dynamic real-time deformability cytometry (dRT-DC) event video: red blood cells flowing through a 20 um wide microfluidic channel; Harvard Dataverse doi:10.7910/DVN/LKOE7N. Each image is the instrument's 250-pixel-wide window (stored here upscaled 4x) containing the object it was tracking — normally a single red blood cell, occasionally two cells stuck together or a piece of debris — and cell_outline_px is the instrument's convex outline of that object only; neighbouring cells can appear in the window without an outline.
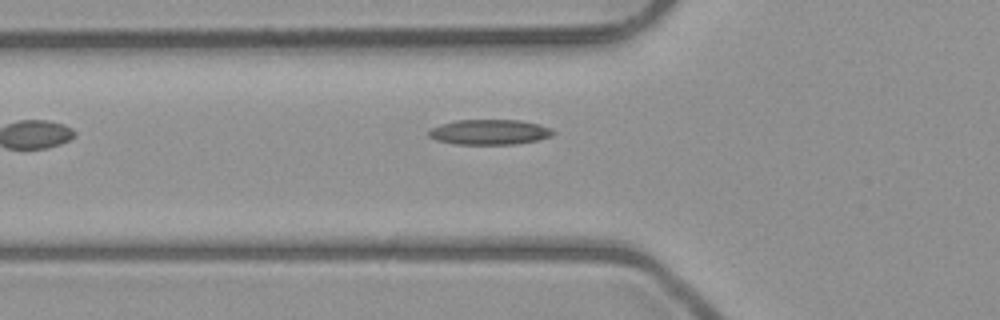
{"species": "common noctule bat (a hibernating species)", "species_latin": "Nyctalus noctula", "temperature_condition": "room temperature", "stored_images_in_passage": 4, "camera_frame_rate_fps": 3000, "um_per_image_px": 0.085, "animal": {"sex": "male", "body_mass_g": 23.1, "forearm_length_mm": 52.7}, "frame": {"image": 1, "passage_image": 4, "time_ms": 3.667, "image_size_px": [1000, 320], "cell_outline_px": [[556, 132], [552, 136], [540, 140], [516, 144], [456, 144], [436, 140], [428, 136], [428, 132], [432, 128], [440, 124], [456, 120], [520, 120], [540, 124], [552, 128]], "centroid_in_image_um": [41.66, 11.22], "position_along_channel_um": 84.1, "area_um2": 18.44}}